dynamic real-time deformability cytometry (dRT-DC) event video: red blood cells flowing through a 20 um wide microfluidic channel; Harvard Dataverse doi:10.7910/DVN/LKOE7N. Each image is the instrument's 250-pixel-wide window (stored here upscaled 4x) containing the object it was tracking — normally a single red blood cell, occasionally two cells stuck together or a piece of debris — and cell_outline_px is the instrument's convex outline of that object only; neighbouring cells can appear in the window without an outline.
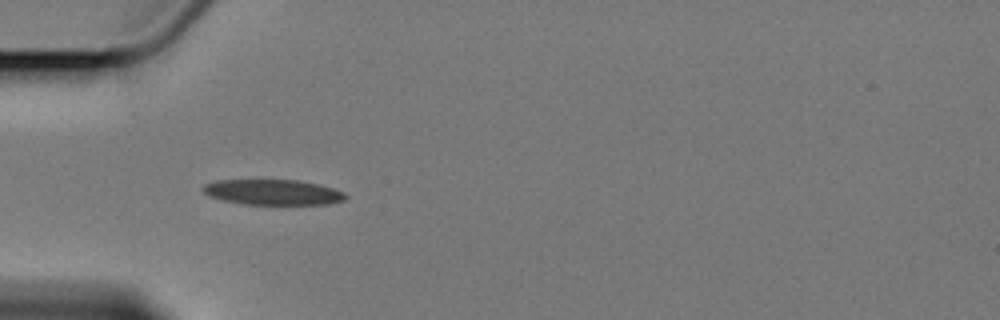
{"species": "Egyptian fruit bat (a non-hibernating species)", "species_latin": "Rousettus aegyptiacus", "temperature_condition": "cold", "stored_images_in_passage": 2, "camera_frame_rate_fps": 3000, "um_per_image_px": 0.085, "animal": {"sex": "female"}, "frame": {"image": 1, "passage_image": 1, "time_ms": 0.0, "image_size_px": [1000, 320], "cell_outline_px": [[348, 196], [344, 200], [328, 204], [244, 204], [224, 200], [208, 196], [200, 188], [204, 184], [220, 180], [296, 180], [320, 184], [344, 192]], "centroid_in_image_um": [23.2, 16.33], "position_along_channel_um": 61.8, "area_um2": 21.04}}
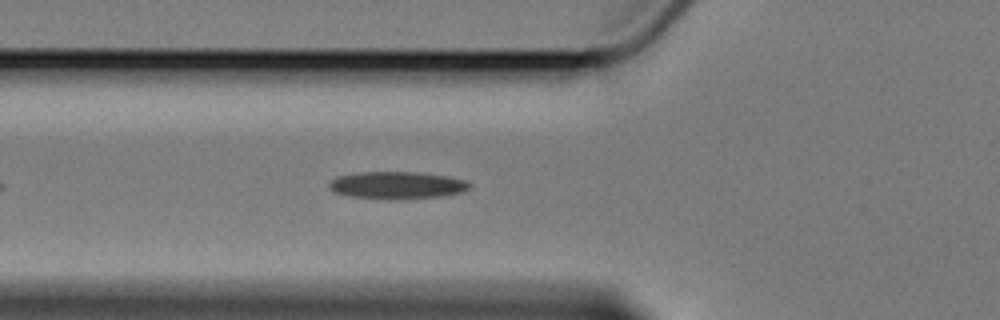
{"frame": {"image": 2, "passage_image": 2, "time_ms": 1.0, "image_size_px": [1000, 320], "cell_outline_px": [[472, 184], [464, 192], [444, 196], [404, 200], [388, 200], [352, 196], [332, 192], [328, 188], [328, 184], [336, 176], [360, 172], [416, 172], [448, 176], [464, 180]], "centroid_in_image_um": [33.75, 15.76], "position_along_channel_um": 92.1, "area_um2": 22.77}}